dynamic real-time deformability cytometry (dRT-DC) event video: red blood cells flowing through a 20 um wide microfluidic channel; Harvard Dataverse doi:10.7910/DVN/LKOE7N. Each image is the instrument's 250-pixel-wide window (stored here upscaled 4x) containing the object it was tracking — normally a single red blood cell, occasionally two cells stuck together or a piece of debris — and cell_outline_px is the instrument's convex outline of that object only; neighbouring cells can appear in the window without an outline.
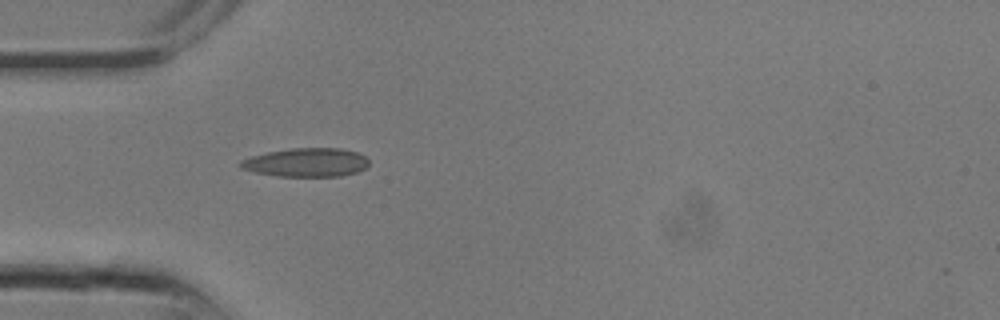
{"species": "common noctule bat (a hibernating species)", "species_latin": "Nyctalus noctula", "temperature_condition": "room temperature", "stored_images_in_passage": 7, "camera_frame_rate_fps": 3000, "um_per_image_px": 0.085, "animal": {"sex": "male", "body_mass_g": 13.3}, "frame": {"image": 1, "passage_image": 7, "time_ms": 2.0, "image_size_px": [1000, 320], "cell_outline_px": [[368, 164], [364, 168], [356, 172], [340, 176], [276, 176], [256, 172], [240, 168], [236, 164], [240, 160], [252, 156], [268, 152], [292, 148], [340, 148], [360, 152], [368, 160]], "centroid_in_image_um": [26.02, 13.8], "position_along_channel_um": 59.0, "area_um2": 21.5}}